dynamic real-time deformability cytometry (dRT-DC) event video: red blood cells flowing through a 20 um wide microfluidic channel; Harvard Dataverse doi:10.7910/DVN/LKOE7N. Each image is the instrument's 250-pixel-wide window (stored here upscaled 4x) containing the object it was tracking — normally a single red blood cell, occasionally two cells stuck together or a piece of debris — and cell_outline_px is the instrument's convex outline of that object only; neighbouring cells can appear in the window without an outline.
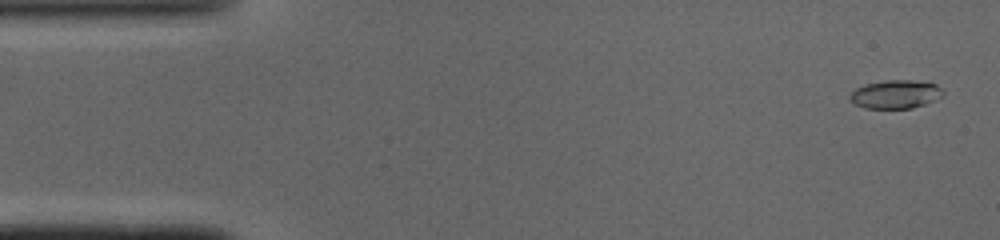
{"species": "common noctule bat (a hibernating species)", "species_latin": "Nyctalus noctula", "temperature_condition": "cold", "stored_images_in_passage": 46, "camera_frame_rate_fps": 3000, "um_per_image_px": 0.085, "animal": {"sex": "male", "body_mass_g": 19.0, "forearm_length_mm": 50.8}, "frame": {"image": 1, "passage_image": 2, "time_ms": 0.333, "image_size_px": [1000, 240], "cell_outline_px": [[944, 96], [936, 100], [912, 108], [864, 108], [856, 104], [848, 96], [856, 88], [868, 84], [888, 80], [912, 80], [936, 84], [944, 92]], "centroid_in_image_um": [76.16, 8.02], "position_along_channel_um": 8.8, "area_um2": 15.26}}
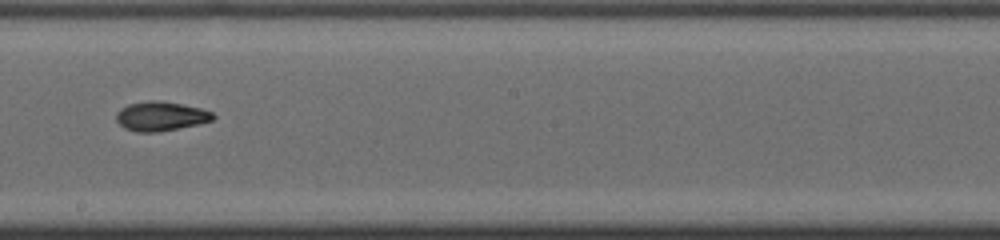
{"frame": {"image": 2, "passage_image": 27, "time_ms": 8.667, "image_size_px": [1000, 240], "cell_outline_px": [[216, 116], [212, 120], [200, 124], [156, 132], [136, 132], [124, 128], [116, 120], [116, 112], [120, 108], [128, 104], [156, 100], [180, 104], [200, 108], [212, 112]], "centroid_in_image_um": [13.65, 9.89], "position_along_channel_um": 234.6, "area_um2": 16.42}}
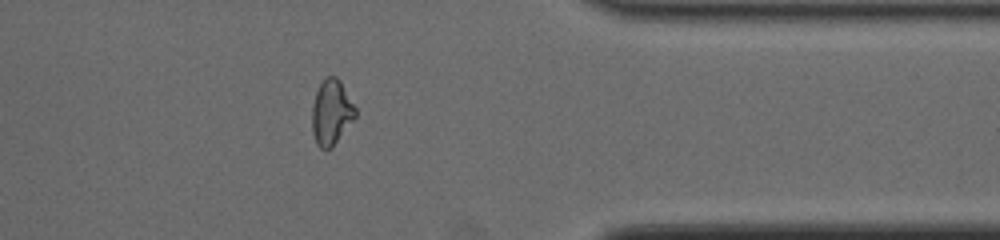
{"frame": {"image": 3, "passage_image": 39, "time_ms": 12.667, "image_size_px": [1000, 240], "cell_outline_px": [[356, 116], [332, 148], [320, 148], [316, 144], [312, 132], [312, 108], [316, 92], [320, 84], [328, 76], [336, 76], [340, 80], [356, 108]], "centroid_in_image_um": [28.16, 9.56], "position_along_channel_um": 383.2, "area_um2": 16.36}}